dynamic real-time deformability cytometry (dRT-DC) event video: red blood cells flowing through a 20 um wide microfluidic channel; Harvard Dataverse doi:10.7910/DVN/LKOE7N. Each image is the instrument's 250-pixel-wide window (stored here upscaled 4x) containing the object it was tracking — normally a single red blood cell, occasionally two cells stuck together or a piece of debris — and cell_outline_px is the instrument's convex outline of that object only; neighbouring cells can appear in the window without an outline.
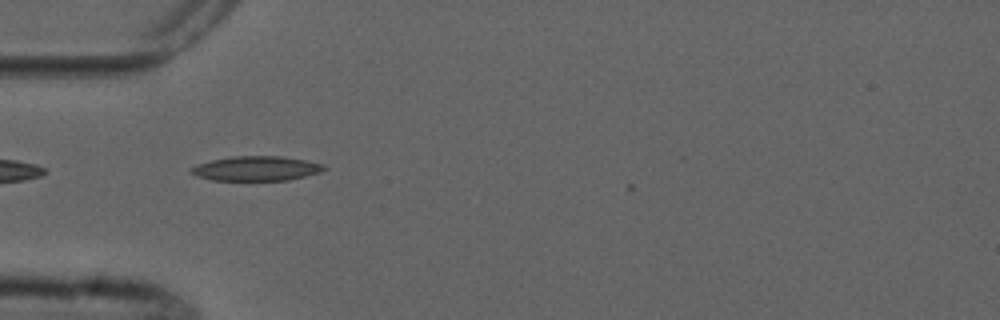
{"species": "common noctule bat (a hibernating species)", "species_latin": "Nyctalus noctula", "temperature_condition": "cold", "stored_images_in_passage": 9, "camera_frame_rate_fps": 3000, "um_per_image_px": 0.085, "animal": {"sex": "male", "forearm_length_mm": 52.5}, "frame": {"image": 1, "passage_image": 4, "time_ms": 4.667, "image_size_px": [1000, 320], "cell_outline_px": [[328, 168], [320, 172], [288, 180], [212, 180], [196, 176], [188, 172], [196, 164], [212, 160], [232, 156], [284, 156], [324, 164]], "centroid_in_image_um": [21.78, 14.32], "position_along_channel_um": 63.2, "area_um2": 19.07}}
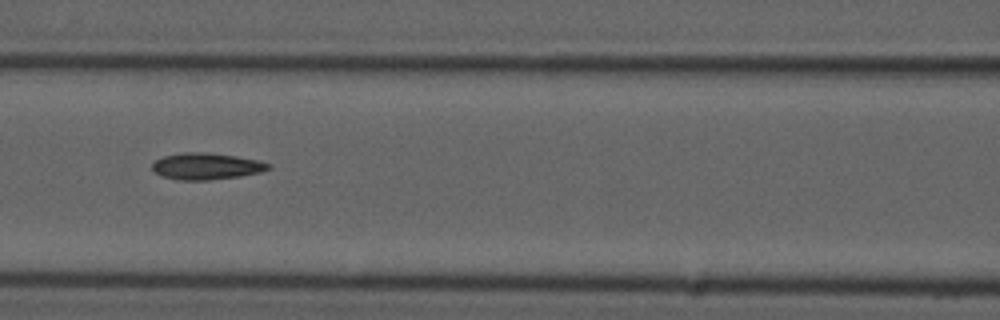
{"frame": {"image": 2, "passage_image": 6, "time_ms": 7.0, "image_size_px": [1000, 320], "cell_outline_px": [[272, 168], [260, 172], [240, 176], [208, 180], [180, 180], [164, 176], [156, 172], [152, 168], [152, 164], [156, 160], [164, 156], [184, 152], [204, 152], [236, 156], [256, 160], [272, 164]], "centroid_in_image_um": [17.57, 14.13], "position_along_channel_um": 149.0, "area_um2": 17.8}}
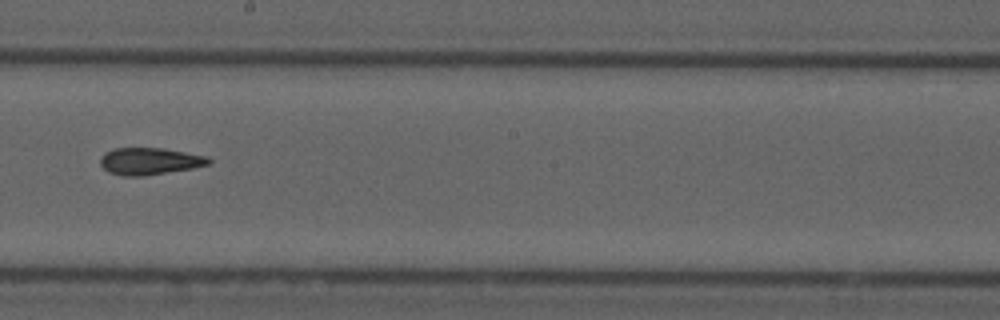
{"frame": {"image": 3, "passage_image": 8, "time_ms": 9.333, "image_size_px": [1000, 320], "cell_outline_px": [[212, 160], [208, 164], [192, 168], [144, 176], [124, 176], [108, 172], [100, 164], [100, 156], [104, 152], [116, 148], [164, 148], [208, 156]], "centroid_in_image_um": [12.7, 13.69], "position_along_channel_um": 235.5, "area_um2": 17.11}}